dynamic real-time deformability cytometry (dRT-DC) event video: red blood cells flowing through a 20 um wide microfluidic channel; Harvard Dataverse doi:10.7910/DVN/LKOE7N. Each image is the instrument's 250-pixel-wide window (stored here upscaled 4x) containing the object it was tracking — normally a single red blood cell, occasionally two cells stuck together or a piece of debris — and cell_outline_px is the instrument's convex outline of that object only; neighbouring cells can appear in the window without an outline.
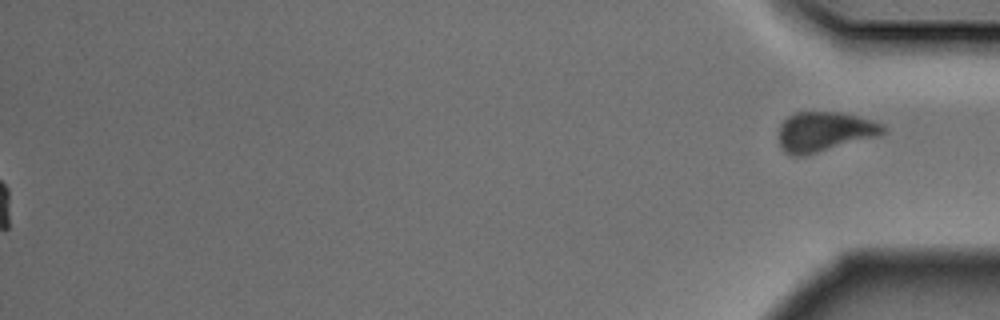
{"species": "Egyptian fruit bat (a non-hibernating species)", "species_latin": "Rousettus aegyptiacus", "temperature_condition": "cold", "stored_images_in_passage": 49, "segment_of_instrument_passage": [2, 2], "camera_frame_rate_fps": 3000, "um_per_image_px": 0.085, "animal": {"sex": "male"}, "frame": {"image": 1, "passage_image": 49, "time_ms": 16.0, "image_size_px": [1000, 320], "cell_outline_px": [[884, 132], [880, 136], [804, 156], [792, 156], [784, 152], [780, 148], [780, 124], [788, 116], [796, 112], [840, 112], [860, 116], [884, 124]], "centroid_in_image_um": [70.09, 11.2], "position_along_channel_um": 365.1, "area_um2": 24.39}}